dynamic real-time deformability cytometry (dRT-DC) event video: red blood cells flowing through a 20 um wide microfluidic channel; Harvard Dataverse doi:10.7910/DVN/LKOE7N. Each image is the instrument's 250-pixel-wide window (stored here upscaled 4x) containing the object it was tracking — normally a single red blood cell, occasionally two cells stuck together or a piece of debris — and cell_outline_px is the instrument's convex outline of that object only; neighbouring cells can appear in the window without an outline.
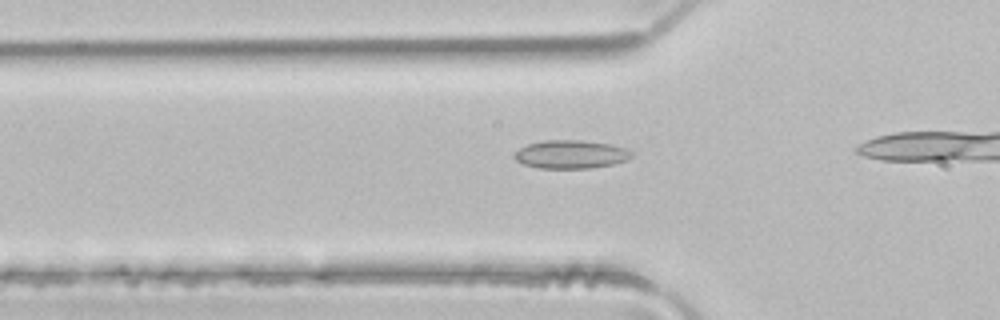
{"species": "common noctule bat (a hibernating species)", "species_latin": "Nyctalus noctula", "temperature_condition": "room temperature", "stored_images_in_passage": 9, "camera_frame_rate_fps": 3000, "um_per_image_px": 0.085, "animal": {"sex": "male", "body_mass_g": 21.5, "forearm_length_mm": 52.0}, "frame": {"image": 1, "passage_image": 4, "time_ms": 1.0, "image_size_px": [1000, 320], "cell_outline_px": [[632, 156], [628, 160], [612, 164], [592, 168], [540, 168], [524, 164], [516, 160], [512, 156], [520, 148], [528, 144], [544, 140], [584, 140], [612, 144], [624, 148], [632, 152]], "centroid_in_image_um": [48.53, 13.11], "position_along_channel_um": 77.3, "area_um2": 19.36}}
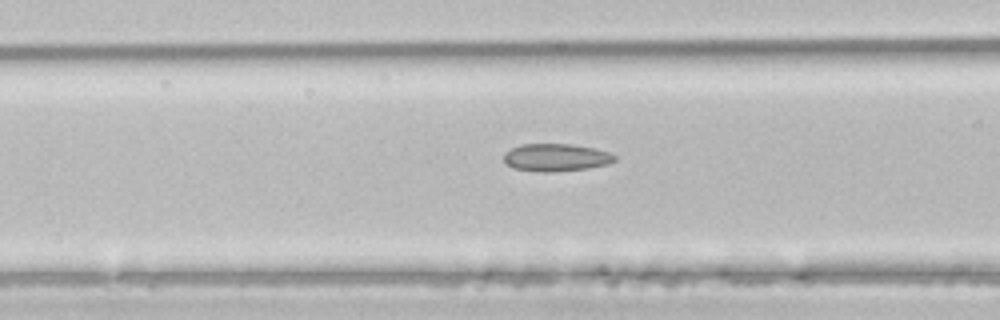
{"frame": {"image": 2, "passage_image": 7, "time_ms": 2.0, "image_size_px": [1000, 320], "cell_outline_px": [[616, 160], [608, 164], [588, 168], [556, 172], [536, 172], [512, 168], [504, 164], [504, 152], [520, 144], [572, 144], [592, 148], [608, 152], [616, 156]], "centroid_in_image_um": [47.21, 13.4], "position_along_channel_um": 119.4, "area_um2": 18.03}}